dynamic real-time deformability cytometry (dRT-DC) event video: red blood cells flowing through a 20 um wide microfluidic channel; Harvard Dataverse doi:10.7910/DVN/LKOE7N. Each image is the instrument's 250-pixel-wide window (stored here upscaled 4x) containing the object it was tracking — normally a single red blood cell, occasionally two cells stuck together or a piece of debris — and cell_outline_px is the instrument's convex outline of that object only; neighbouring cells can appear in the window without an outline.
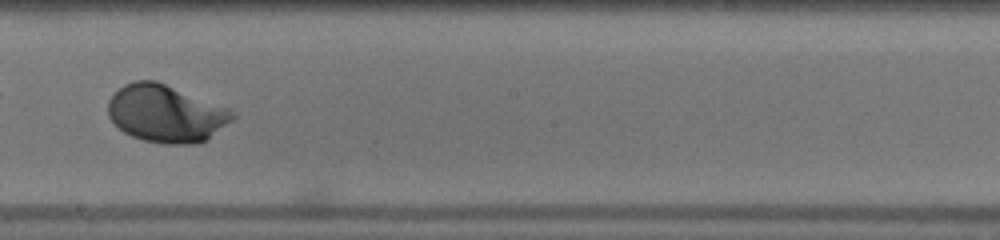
{"species": "human", "species_latin": "Homo sapiens", "temperature_condition": "warm", "stored_images_in_passage": 51, "camera_frame_rate_fps": 3000, "um_per_image_px": 0.085, "donor": {"sex": "male"}, "frame": {"image": 1, "passage_image": 30, "time_ms": 9.667, "image_size_px": [1000, 240], "cell_outline_px": [[236, 116], [232, 120], [208, 140], [196, 144], [164, 144], [144, 140], [132, 136], [124, 132], [108, 116], [108, 100], [124, 84], [136, 80], [156, 80], [228, 108], [236, 112]], "centroid_in_image_um": [14.12, 9.66], "position_along_channel_um": 234.1, "area_um2": 41.56}, "authors_computed_cell_mechanics": {"area_um2": 39.7664, "velocity_mm_per_s": 4.0162, "shape_relaxation_time_tau1_ms": 2.4146, "shape_relaxation_time_tau2_ms": null, "deformation_change_tau1": 0.1669, "deformation_change_tau2": null}}